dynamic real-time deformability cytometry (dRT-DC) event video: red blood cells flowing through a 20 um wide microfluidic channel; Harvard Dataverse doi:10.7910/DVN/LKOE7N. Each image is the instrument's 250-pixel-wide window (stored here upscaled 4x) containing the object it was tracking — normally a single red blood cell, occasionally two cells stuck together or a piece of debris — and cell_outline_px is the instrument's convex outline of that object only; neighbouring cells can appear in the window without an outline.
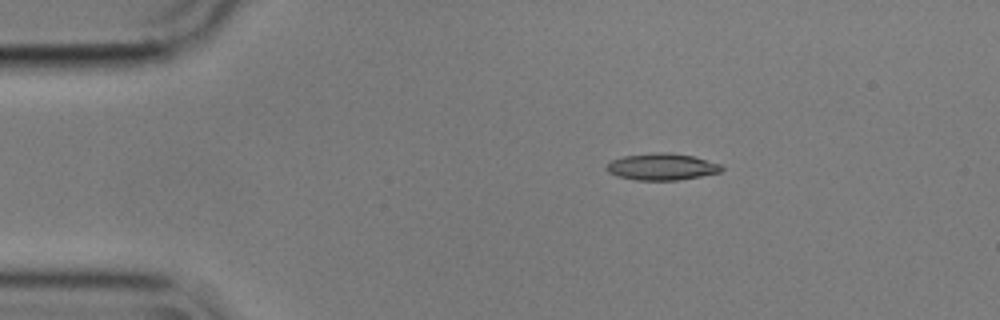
{"species": "common noctule bat (a hibernating species)", "species_latin": "Nyctalus noctula", "temperature_condition": "cold", "stored_images_in_passage": 47, "camera_frame_rate_fps": 3000, "um_per_image_px": 0.085, "animal": {"sex": "male", "body_mass_g": 17.9}, "frame": {"image": 1, "passage_image": 1, "time_ms": 0.0, "image_size_px": [1000, 320], "cell_outline_px": [[724, 168], [720, 172], [700, 176], [676, 180], [636, 180], [616, 176], [608, 172], [604, 168], [612, 160], [624, 156], [660, 152], [664, 152], [692, 156], [720, 164]], "centroid_in_image_um": [56.22, 14.18], "position_along_channel_um": 28.8, "area_um2": 17.69}}
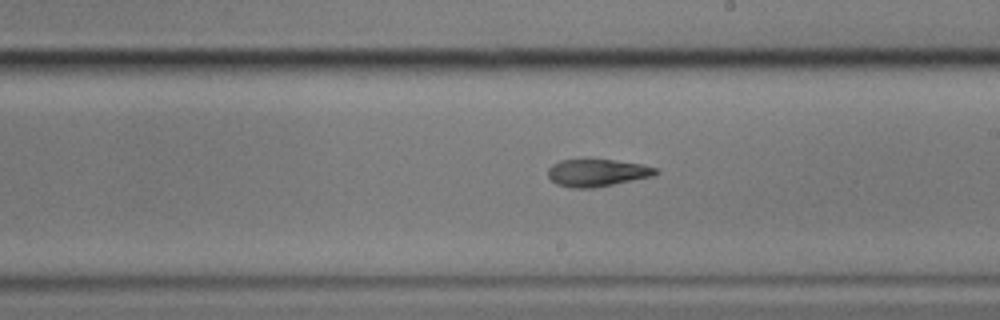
{"frame": {"image": 2, "passage_image": 23, "time_ms": 7.333, "image_size_px": [1000, 320], "cell_outline_px": [[660, 172], [652, 176], [592, 188], [572, 188], [556, 184], [548, 176], [548, 168], [552, 164], [560, 160], [612, 160], [640, 164], [660, 168]], "centroid_in_image_um": [50.75, 14.68], "position_along_channel_um": 238.2, "area_um2": 16.99}}
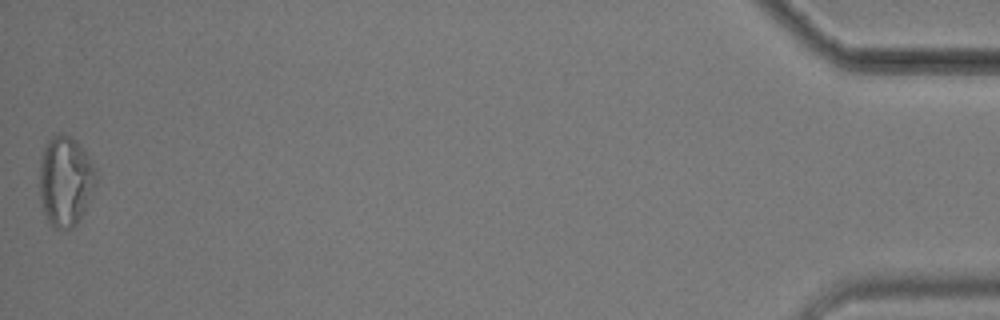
{"frame": {"image": 3, "passage_image": 47, "time_ms": 15.333, "image_size_px": [1000, 320], "cell_outline_px": [[96, 184], [84, 212], [80, 220], [72, 228], [56, 228], [48, 224], [40, 200], [40, 156], [44, 144], [56, 132], [64, 132], [76, 140], [92, 160], [96, 172]], "centroid_in_image_um": [5.55, 15.35], "position_along_channel_um": 429.6, "area_um2": 30.17}, "authors_computed_cell_mechanics": {"area_um2": 17.918, "velocity_mm_per_s": 3.5694, "shape_relaxation_time_tau1_ms": 5.8317, "shape_relaxation_time_tau2_ms": 5.1972, "deformation_change_tau1": 0.1538, "deformation_change_tau2": 0.137}}